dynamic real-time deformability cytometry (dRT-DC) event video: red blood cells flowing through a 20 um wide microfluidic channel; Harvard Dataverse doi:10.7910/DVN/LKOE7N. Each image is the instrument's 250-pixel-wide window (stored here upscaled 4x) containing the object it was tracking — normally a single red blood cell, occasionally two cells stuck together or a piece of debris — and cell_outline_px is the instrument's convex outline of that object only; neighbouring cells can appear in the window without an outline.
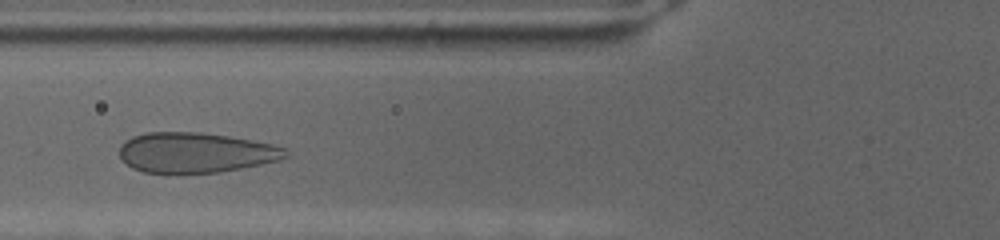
{"species": "human", "species_latin": "Homo sapiens", "temperature_condition": "cold", "stored_images_in_passage": 67, "camera_frame_rate_fps": 3000, "um_per_image_px": 0.085, "donor": {"sex": "female"}, "frame": {"image": 1, "passage_image": 24, "time_ms": 7.667, "image_size_px": [1000, 240], "cell_outline_px": [[288, 156], [280, 160], [220, 172], [144, 172], [132, 168], [120, 160], [120, 144], [132, 136], [148, 132], [200, 132], [228, 136], [252, 140], [272, 144], [288, 148]], "centroid_in_image_um": [16.62, 12.96], "position_along_channel_um": 109.2, "area_um2": 38.84}}
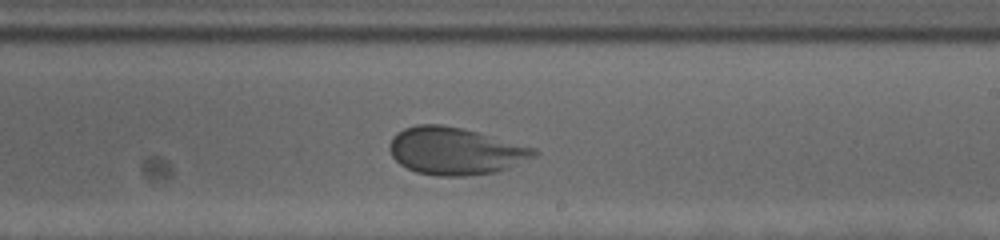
{"frame": {"image": 2, "passage_image": 39, "time_ms": 12.667, "image_size_px": [1000, 240], "cell_outline_px": [[540, 152], [536, 156], [508, 168], [496, 172], [464, 176], [436, 176], [416, 172], [400, 164], [392, 156], [388, 148], [392, 136], [396, 132], [404, 128], [416, 124], [440, 124], [460, 128], [476, 132], [536, 148]], "centroid_in_image_um": [38.67, 12.84], "position_along_channel_um": 250.3, "area_um2": 39.82}}
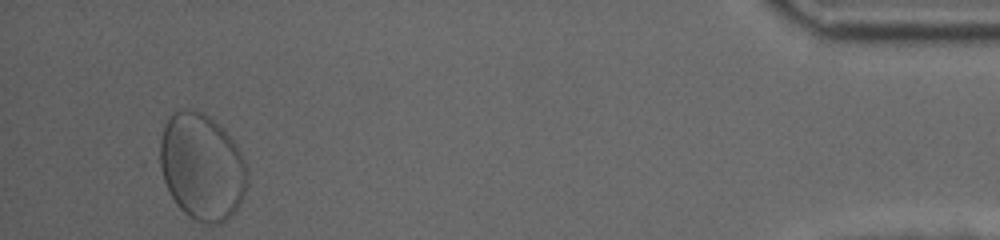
{"frame": {"image": 3, "passage_image": 64, "time_ms": 21.0, "image_size_px": [1000, 240], "cell_outline_px": [[248, 180], [240, 204], [236, 212], [224, 224], [208, 224], [196, 220], [188, 216], [176, 204], [156, 164], [160, 140], [164, 124], [168, 116], [184, 108], [188, 108], [204, 112], [224, 128], [236, 144], [244, 160], [248, 172]], "centroid_in_image_um": [17.14, 14.17], "position_along_channel_um": 418.1, "area_um2": 55.37}}